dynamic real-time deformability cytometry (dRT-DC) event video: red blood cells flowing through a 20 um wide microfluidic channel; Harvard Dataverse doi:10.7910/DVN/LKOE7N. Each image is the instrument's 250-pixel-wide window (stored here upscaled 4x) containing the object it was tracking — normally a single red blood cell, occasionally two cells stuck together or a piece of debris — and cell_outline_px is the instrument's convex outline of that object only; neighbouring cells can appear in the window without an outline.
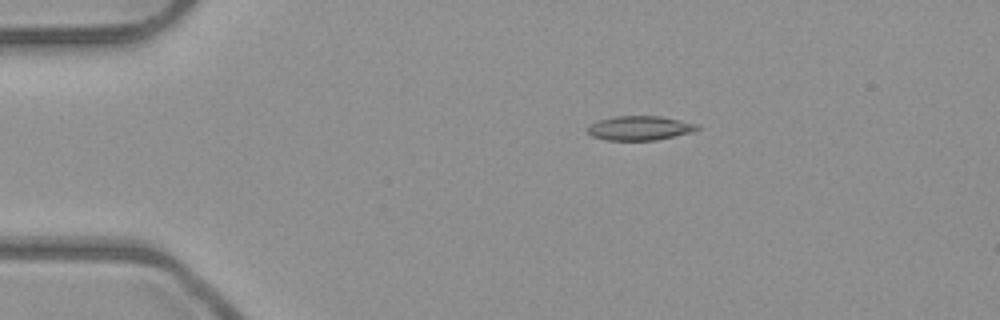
{"species": "common noctule bat (a hibernating species)", "species_latin": "Nyctalus noctula", "temperature_condition": "room temperature", "stored_images_in_passage": 5, "camera_frame_rate_fps": 3000, "um_per_image_px": 0.085, "animal": {"sex": "male", "body_mass_g": 23.1, "forearm_length_mm": 52.7}, "frame": {"image": 1, "passage_image": 3, "time_ms": 0.667, "image_size_px": [1000, 320], "cell_outline_px": [[700, 128], [692, 132], [656, 140], [604, 140], [592, 136], [588, 132], [588, 128], [592, 124], [600, 120], [616, 116], [660, 116], [700, 124]], "centroid_in_image_um": [54.42, 10.89], "position_along_channel_um": 30.6, "area_um2": 15.43}}
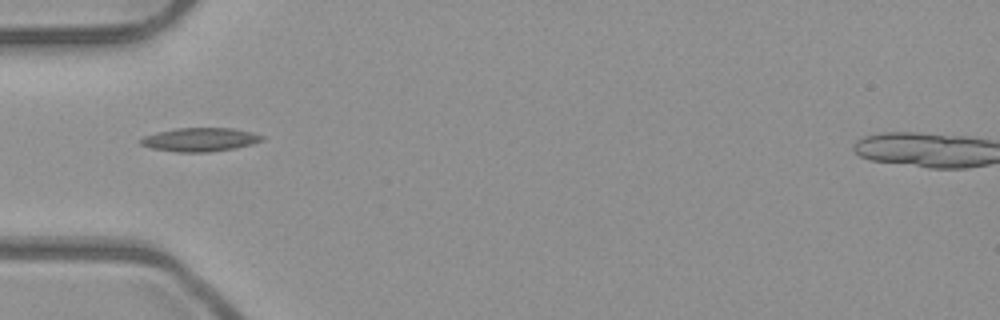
{"frame": {"image": 2, "passage_image": 5, "time_ms": 1.333, "image_size_px": [1000, 320], "cell_outline_px": [[264, 140], [252, 144], [232, 148], [208, 152], [176, 152], [152, 148], [140, 144], [140, 140], [144, 136], [156, 132], [176, 128], [232, 128], [252, 132], [264, 136]], "centroid_in_image_um": [17.0, 11.86], "position_along_channel_um": 68.0, "area_um2": 16.65}}